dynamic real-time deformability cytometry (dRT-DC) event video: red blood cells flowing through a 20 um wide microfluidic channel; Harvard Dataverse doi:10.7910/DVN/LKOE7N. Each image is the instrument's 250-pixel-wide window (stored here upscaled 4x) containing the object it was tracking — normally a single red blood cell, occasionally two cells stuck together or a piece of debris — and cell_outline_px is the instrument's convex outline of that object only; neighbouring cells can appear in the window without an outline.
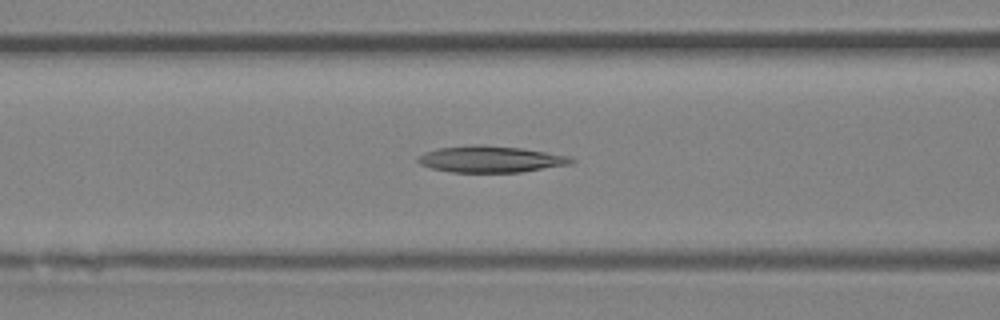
{"species": "Egyptian fruit bat (a non-hibernating species)", "species_latin": "Rousettus aegyptiacus", "temperature_condition": "room temperature", "stored_images_in_passage": 39, "camera_frame_rate_fps": 3000, "um_per_image_px": 0.085, "animal": {"sex": "female"}, "frame": {"image": 1, "passage_image": 16, "time_ms": 5.0, "image_size_px": [1000, 320], "cell_outline_px": [[576, 160], [572, 164], [520, 172], [452, 172], [432, 168], [420, 164], [416, 160], [416, 156], [424, 152], [436, 148], [476, 144], [484, 144], [520, 148], [572, 156]], "centroid_in_image_um": [41.7, 13.52], "position_along_channel_um": 124.9, "area_um2": 23.87}}
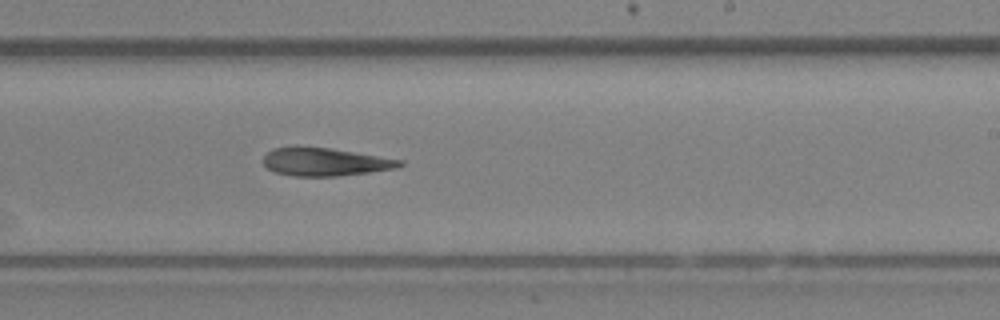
{"frame": {"image": 2, "passage_image": 24, "time_ms": 7.667, "image_size_px": [1000, 320], "cell_outline_px": [[404, 164], [396, 168], [368, 172], [336, 176], [292, 176], [272, 172], [264, 164], [264, 156], [272, 148], [296, 144], [328, 148], [404, 160]], "centroid_in_image_um": [27.55, 13.74], "position_along_channel_um": 261.4, "area_um2": 22.6}}
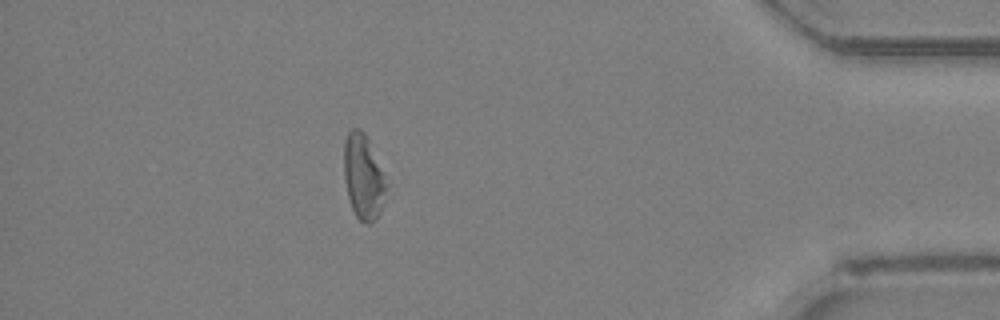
{"frame": {"image": 3, "passage_image": 35, "time_ms": 11.333, "image_size_px": [1000, 320], "cell_outline_px": [[388, 184], [384, 200], [380, 212], [376, 220], [368, 224], [364, 224], [356, 216], [352, 208], [348, 196], [344, 180], [344, 140], [348, 132], [352, 128], [360, 128], [364, 132], [368, 140]], "centroid_in_image_um": [30.88, 15.05], "position_along_channel_um": 404.3, "area_um2": 20.98}}